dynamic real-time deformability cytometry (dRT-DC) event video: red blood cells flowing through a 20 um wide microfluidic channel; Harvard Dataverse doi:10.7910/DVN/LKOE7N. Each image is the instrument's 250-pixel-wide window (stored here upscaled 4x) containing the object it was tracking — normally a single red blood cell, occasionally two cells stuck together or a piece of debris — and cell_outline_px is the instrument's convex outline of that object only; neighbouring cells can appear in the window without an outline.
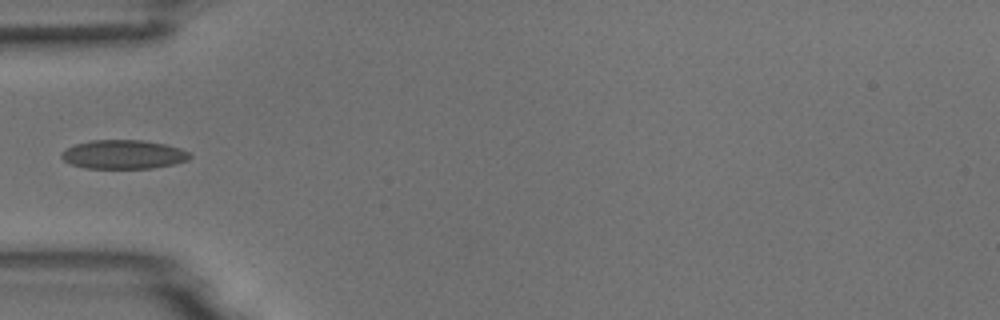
{"species": "common noctule bat (a hibernating species)", "species_latin": "Nyctalus noctula", "temperature_condition": "room temperature", "stored_images_in_passage": 37, "camera_frame_rate_fps": 3000, "um_per_image_px": 0.085, "animal": {"sex": "male", "body_mass_g": 18.8}, "frame": {"image": 1, "passage_image": 1, "time_ms": 0.0, "image_size_px": [1000, 320], "cell_outline_px": [[192, 156], [188, 160], [172, 164], [152, 168], [88, 168], [72, 164], [64, 160], [60, 156], [60, 152], [76, 144], [88, 140], [140, 140], [164, 144], [180, 148], [188, 152]], "centroid_in_image_um": [10.48, 13.12], "position_along_channel_um": 74.5, "area_um2": 21.44}}
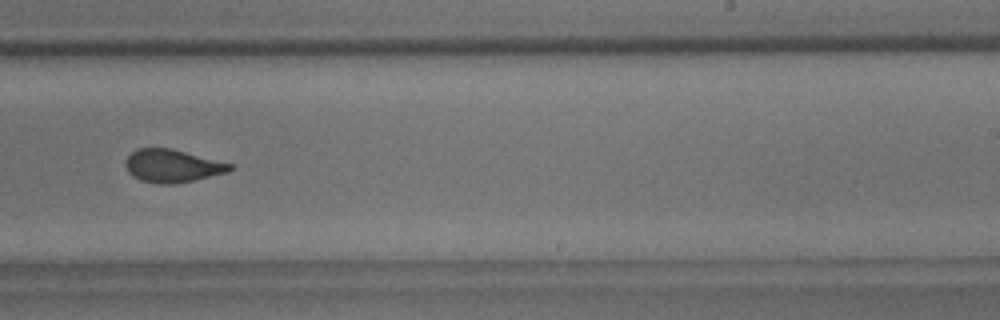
{"frame": {"image": 2, "passage_image": 17, "time_ms": 5.333, "image_size_px": [1000, 320], "cell_outline_px": [[232, 168], [228, 172], [176, 184], [160, 184], [140, 180], [132, 176], [128, 172], [124, 164], [124, 160], [136, 148], [172, 148], [232, 164]], "centroid_in_image_um": [14.6, 14.1], "position_along_channel_um": 274.4, "area_um2": 20.06}}
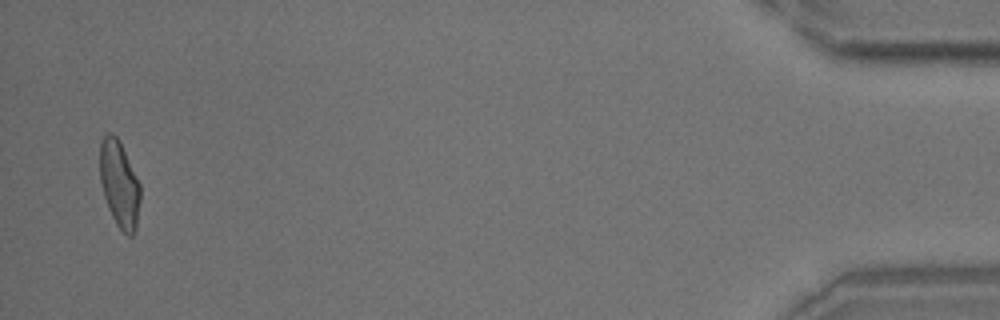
{"frame": {"image": 3, "passage_image": 36, "time_ms": 11.667, "image_size_px": [1000, 320], "cell_outline_px": [[140, 200], [136, 228], [132, 236], [128, 236], [116, 224], [108, 208], [104, 196], [100, 180], [100, 140], [108, 132], [112, 132], [120, 140], [140, 184]], "centroid_in_image_um": [10.14, 15.62], "position_along_channel_um": 425.1, "area_um2": 20.46}}